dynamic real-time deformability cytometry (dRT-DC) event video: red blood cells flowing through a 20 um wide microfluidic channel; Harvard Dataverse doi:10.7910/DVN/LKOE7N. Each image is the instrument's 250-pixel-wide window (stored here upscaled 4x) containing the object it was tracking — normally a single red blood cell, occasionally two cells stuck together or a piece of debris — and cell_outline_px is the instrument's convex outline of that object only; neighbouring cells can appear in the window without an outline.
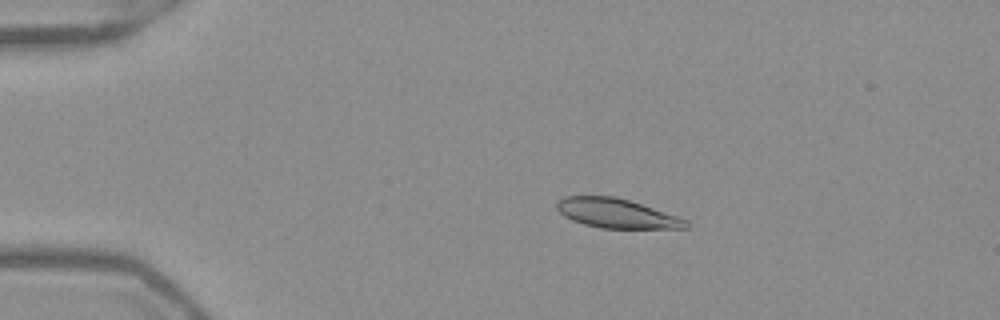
{"species": "Egyptian fruit bat (a non-hibernating species)", "species_latin": "Rousettus aegyptiacus", "temperature_condition": "warm", "stored_images_in_passage": 47, "camera_frame_rate_fps": 3000, "um_per_image_px": 0.085, "frame": {"image": 1, "passage_image": 5, "time_ms": 1.333, "image_size_px": [1000, 320], "cell_outline_px": [[692, 224], [688, 228], [600, 228], [584, 224], [572, 220], [564, 216], [556, 208], [556, 200], [564, 196], [616, 196], [688, 220]], "centroid_in_image_um": [52.38, 18.13], "position_along_channel_um": 32.6, "area_um2": 22.02}}
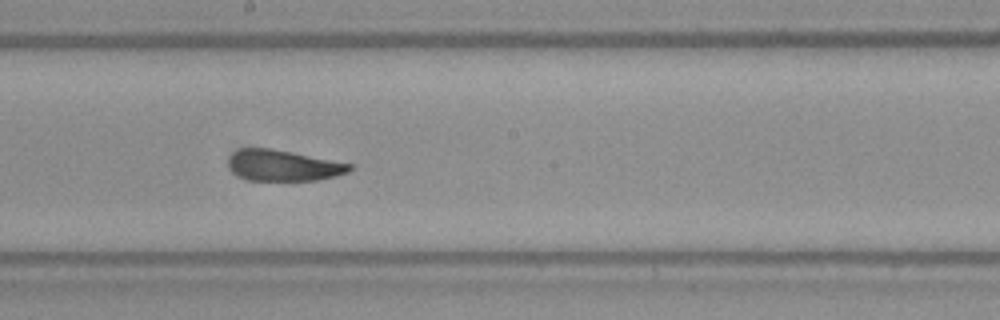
{"frame": {"image": 2, "passage_image": 24, "time_ms": 7.667, "image_size_px": [1000, 320], "cell_outline_px": [[356, 168], [348, 172], [336, 176], [320, 180], [248, 180], [232, 172], [228, 164], [228, 160], [240, 148], [272, 148], [356, 164]], "centroid_in_image_um": [24.18, 14.06], "position_along_channel_um": 224.0, "area_um2": 22.08}}
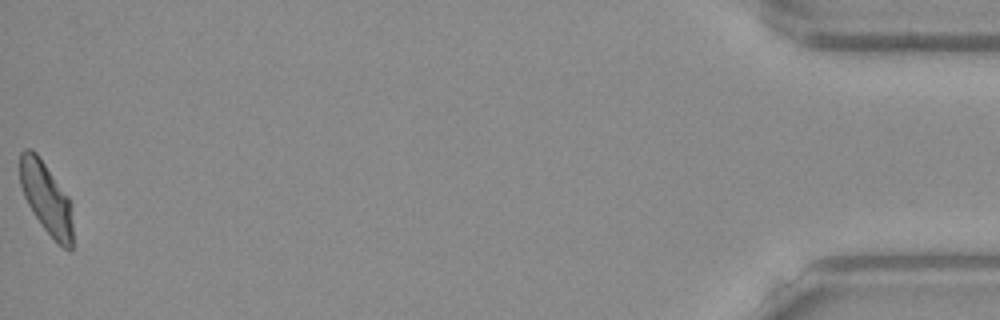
{"frame": {"image": 3, "passage_image": 47, "time_ms": 15.333, "image_size_px": [1000, 320], "cell_outline_px": [[72, 248], [68, 252], [44, 228], [28, 204], [24, 196], [20, 184], [20, 152], [24, 148], [32, 148], [36, 152], [68, 196], [72, 204]], "centroid_in_image_um": [3.94, 16.81], "position_along_channel_um": 431.3, "area_um2": 21.85}, "authors_computed_cell_mechanics": {"area_um2": 22.7154, "velocity_mm_per_s": 3.9134, "shape_relaxation_time_tau1_ms": 3.1953, "shape_relaxation_time_tau2_ms": 1.4902, "deformation_change_tau1": 0.1262, "deformation_change_tau2": 0.0708}}